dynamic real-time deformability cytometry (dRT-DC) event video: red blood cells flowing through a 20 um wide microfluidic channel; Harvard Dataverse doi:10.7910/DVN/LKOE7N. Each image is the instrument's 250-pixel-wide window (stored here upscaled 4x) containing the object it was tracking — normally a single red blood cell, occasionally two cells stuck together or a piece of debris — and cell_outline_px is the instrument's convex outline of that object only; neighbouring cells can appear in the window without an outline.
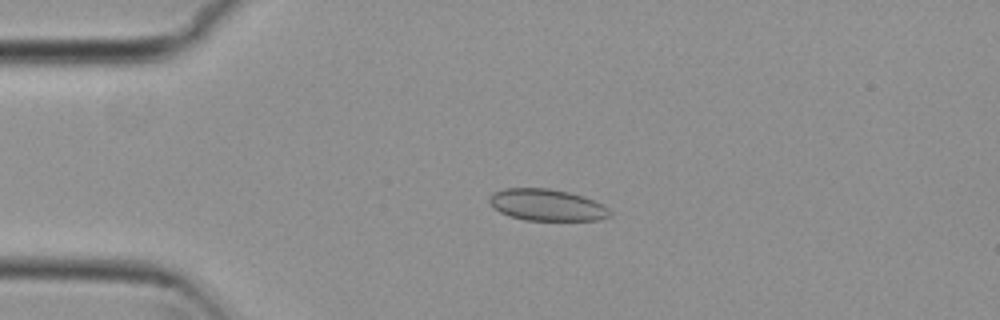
{"species": "common noctule bat (a hibernating species)", "species_latin": "Nyctalus noctula", "temperature_condition": "cold", "stored_images_in_passage": 55, "camera_frame_rate_fps": 3000, "um_per_image_px": 0.085, "animal": {"sex": "female", "body_mass_g": 29.2, "forearm_length_mm": 56.3}, "frame": {"image": 1, "passage_image": 13, "time_ms": 4.0, "image_size_px": [1000, 320], "cell_outline_px": [[612, 212], [608, 216], [600, 220], [524, 220], [500, 212], [492, 208], [488, 200], [488, 196], [492, 192], [504, 188], [548, 188], [568, 192], [584, 196], [604, 204]], "centroid_in_image_um": [46.46, 17.41], "position_along_channel_um": 38.5, "area_um2": 22.43}}
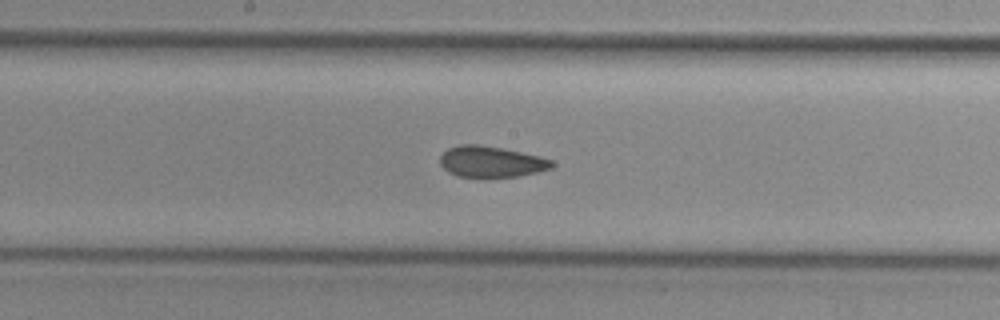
{"frame": {"image": 2, "passage_image": 29, "time_ms": 9.333, "image_size_px": [1000, 320], "cell_outline_px": [[556, 164], [552, 168], [520, 176], [484, 180], [480, 180], [456, 176], [448, 172], [440, 164], [440, 156], [448, 148], [460, 144], [480, 144], [540, 156], [552, 160]], "centroid_in_image_um": [41.73, 13.79], "position_along_channel_um": 206.5, "area_um2": 21.04}}
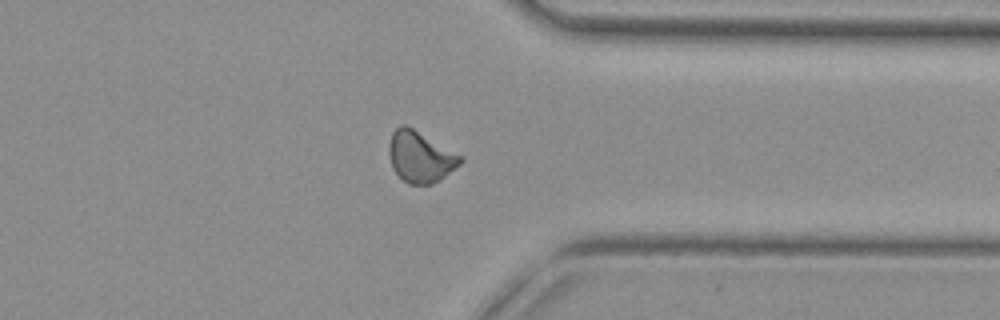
{"frame": {"image": 3, "passage_image": 43, "time_ms": 14.0, "image_size_px": [1000, 320], "cell_outline_px": [[464, 160], [460, 164], [440, 180], [432, 184], [408, 184], [392, 168], [388, 156], [388, 144], [392, 132], [400, 124], [404, 124], [412, 128], [464, 156]], "centroid_in_image_um": [35.72, 13.32], "position_along_channel_um": 375.7, "area_um2": 21.39}, "authors_computed_cell_mechanics": {"area_um2": 21.0392, "velocity_mm_per_s": 3.7351, "shape_relaxation_time_tau1_ms": null, "shape_relaxation_time_tau2_ms": 2.8991, "deformation_change_tau1": null, "deformation_change_tau2": 0.0684}}